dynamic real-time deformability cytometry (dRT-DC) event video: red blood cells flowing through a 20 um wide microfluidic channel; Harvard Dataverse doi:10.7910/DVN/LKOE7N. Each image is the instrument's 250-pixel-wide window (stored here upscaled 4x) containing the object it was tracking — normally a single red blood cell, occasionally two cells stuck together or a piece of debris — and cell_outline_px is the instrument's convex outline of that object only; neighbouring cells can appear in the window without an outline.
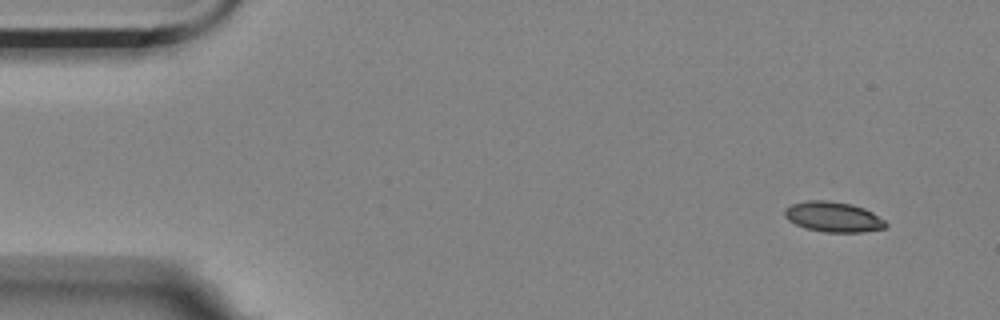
{"species": "Egyptian fruit bat (a non-hibernating species)", "species_latin": "Rousettus aegyptiacus", "temperature_condition": "room temperature", "stored_images_in_passage": 5, "camera_frame_rate_fps": 3000, "um_per_image_px": 0.085, "animal": {"sex": "female"}, "frame": {"image": 1, "passage_image": 1, "time_ms": 0.0, "image_size_px": [1000, 320], "cell_outline_px": [[888, 224], [884, 228], [860, 232], [824, 232], [804, 228], [788, 220], [784, 216], [784, 208], [792, 204], [808, 200], [828, 200], [852, 204], [864, 208], [872, 212], [884, 220]], "centroid_in_image_um": [70.8, 18.43], "position_along_channel_um": 14.2, "area_um2": 17.86}}
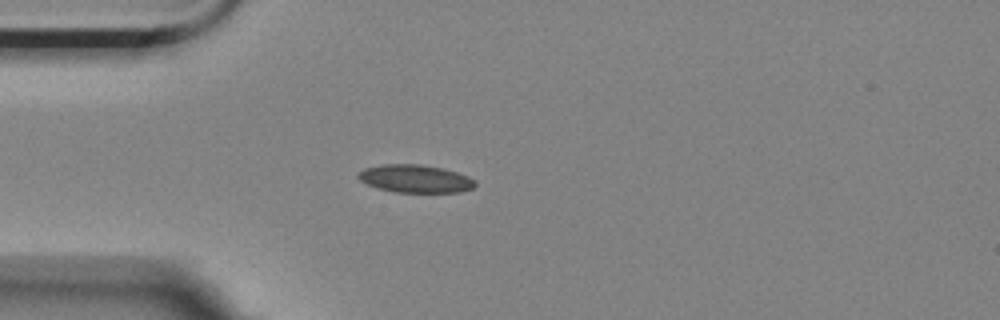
{"frame": {"image": 2, "passage_image": 4, "time_ms": 1.0, "image_size_px": [1000, 320], "cell_outline_px": [[476, 184], [472, 188], [460, 192], [396, 192], [380, 188], [368, 184], [360, 180], [356, 176], [356, 172], [364, 168], [384, 164], [420, 164], [444, 168], [468, 176], [476, 180]], "centroid_in_image_um": [35.3, 15.18], "position_along_channel_um": 49.7, "area_um2": 19.02}}